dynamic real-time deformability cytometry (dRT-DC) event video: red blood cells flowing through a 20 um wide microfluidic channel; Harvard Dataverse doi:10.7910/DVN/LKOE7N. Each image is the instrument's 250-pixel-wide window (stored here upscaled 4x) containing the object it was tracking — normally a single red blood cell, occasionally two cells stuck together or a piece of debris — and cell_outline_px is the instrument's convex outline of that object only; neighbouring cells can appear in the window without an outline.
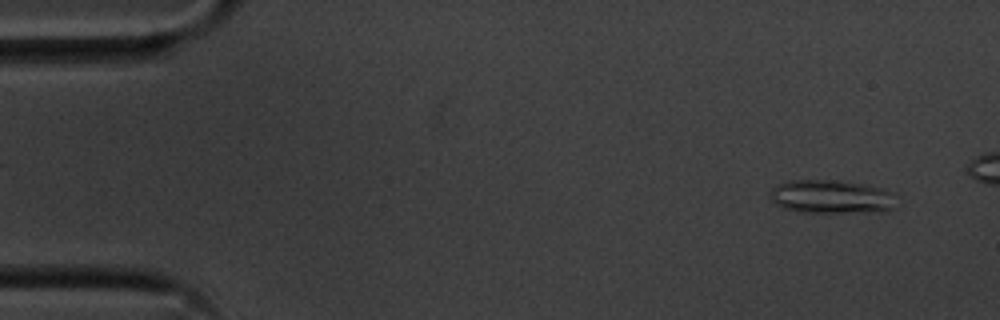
{"species": "common noctule bat (a hibernating species)", "species_latin": "Nyctalus noctula", "temperature_condition": "cold", "stored_images_in_passage": 47, "segment_of_instrument_passage": [1, 2], "camera_frame_rate_fps": 3000, "um_per_image_px": 0.085, "animal": {"sex": "male", "body_mass_g": 20.1, "forearm_length_mm": 53.5}, "frame": {"image": 1, "passage_image": 2, "time_ms": 0.333, "image_size_px": [1000, 320], "cell_outline_px": [[896, 208], [884, 212], [796, 212], [784, 208], [776, 204], [768, 196], [772, 188], [776, 184], [784, 180], [832, 180], [864, 184], [884, 188], [896, 192]], "centroid_in_image_um": [70.71, 16.72], "position_along_channel_um": 14.3, "area_um2": 25.37}}
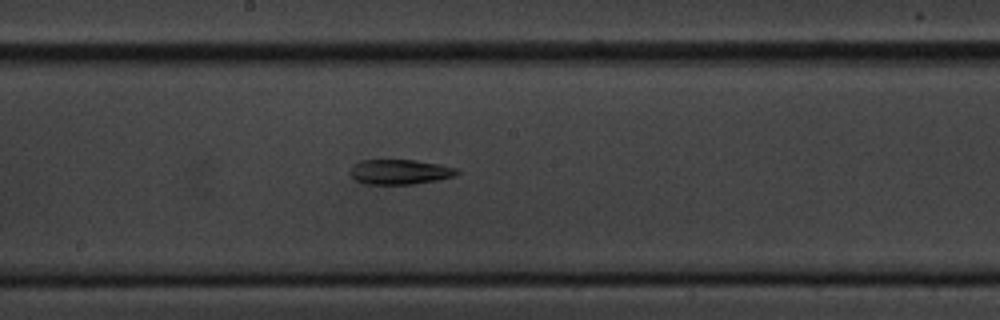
{"frame": {"image": 2, "passage_image": 27, "time_ms": 8.667, "image_size_px": [1000, 320], "cell_outline_px": [[460, 172], [456, 176], [440, 180], [416, 184], [364, 184], [356, 180], [348, 172], [352, 164], [360, 160], [416, 160], [440, 164], [456, 168]], "centroid_in_image_um": [33.99, 14.61], "position_along_channel_um": 214.2, "area_um2": 15.84}}
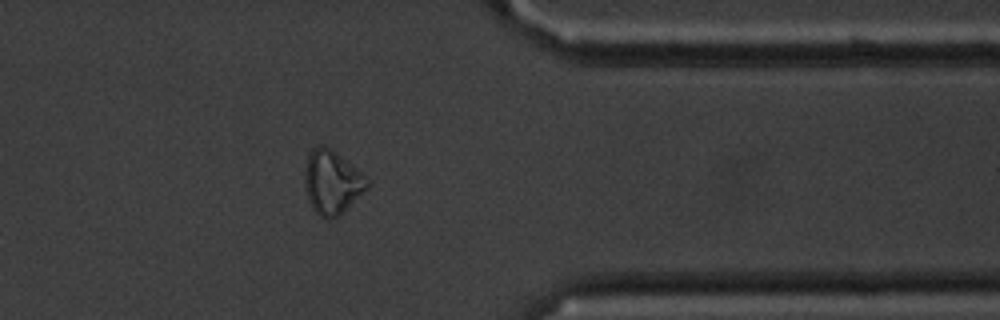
{"frame": {"image": 3, "passage_image": 42, "time_ms": 13.667, "image_size_px": [1000, 320], "cell_outline_px": [[372, 180], [368, 188], [340, 216], [328, 220], [324, 220], [312, 208], [308, 200], [304, 184], [304, 176], [308, 152], [312, 148], [320, 144], [324, 144]], "centroid_in_image_um": [28.23, 15.51], "position_along_channel_um": 383.2, "area_um2": 23.58}}